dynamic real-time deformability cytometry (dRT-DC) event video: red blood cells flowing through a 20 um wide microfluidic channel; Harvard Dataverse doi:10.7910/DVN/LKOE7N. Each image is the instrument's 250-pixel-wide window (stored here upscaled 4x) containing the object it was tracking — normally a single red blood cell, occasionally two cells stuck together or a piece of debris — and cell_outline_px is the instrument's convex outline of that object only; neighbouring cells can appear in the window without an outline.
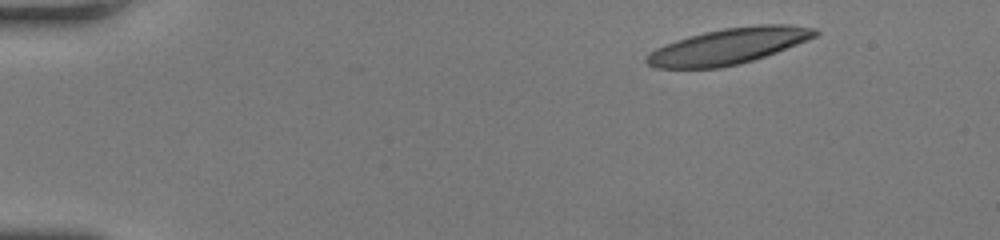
{"species": "human", "species_latin": "Homo sapiens", "temperature_condition": "room temperature", "stored_images_in_passage": 51, "camera_frame_rate_fps": 3000, "um_per_image_px": 0.085, "donor": {"sex": "female"}, "frame": {"image": 1, "passage_image": 1, "time_ms": 0.0, "image_size_px": [1000, 240], "cell_outline_px": [[820, 32], [816, 36], [776, 52], [752, 60], [720, 68], [656, 68], [648, 64], [644, 60], [644, 56], [648, 52], [664, 44], [688, 36], [704, 32], [724, 28], [760, 24], [788, 24], [816, 28]], "centroid_in_image_um": [61.88, 3.92], "position_along_channel_um": 23.1, "area_um2": 35.2}}
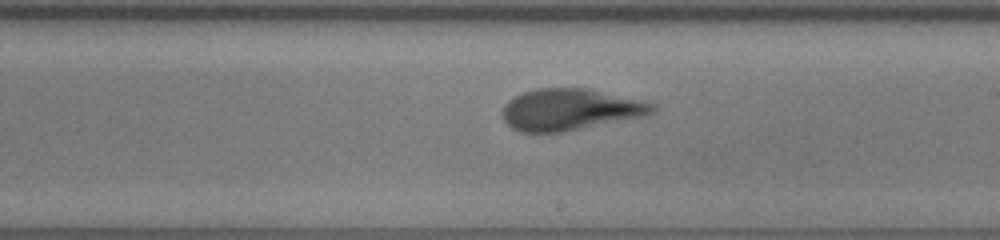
{"frame": {"image": 2, "passage_image": 30, "time_ms": 9.667, "image_size_px": [1000, 240], "cell_outline_px": [[656, 108], [652, 112], [644, 116], [564, 132], [520, 132], [512, 128], [504, 120], [504, 104], [508, 100], [524, 92], [536, 88], [588, 88], [640, 100], [656, 104]], "centroid_in_image_um": [48.46, 9.31], "position_along_channel_um": 240.5, "area_um2": 36.07}}
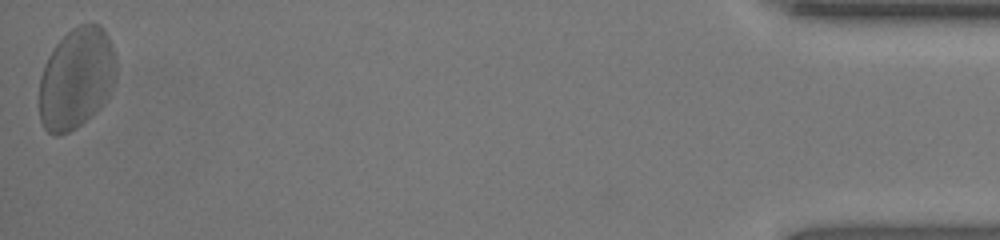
{"frame": {"image": 3, "passage_image": 51, "time_ms": 16.667, "image_size_px": [1000, 240], "cell_outline_px": [[116, 72], [108, 96], [104, 104], [76, 128], [60, 136], [56, 136], [48, 132], [44, 128], [40, 120], [40, 76], [44, 64], [48, 56], [56, 44], [72, 28], [80, 24], [100, 24], [108, 36], [116, 60]], "centroid_in_image_um": [6.48, 6.67], "position_along_channel_um": 428.7, "area_um2": 45.2}, "authors_computed_cell_mechanics": {"area_um2": 36.2984, "velocity_mm_per_s": 3.9143, "shape_relaxation_time_tau1_ms": 2.8408, "shape_relaxation_time_tau2_ms": 1.4111, "deformation_change_tau1": 0.1643, "deformation_change_tau2": 0.0966}}